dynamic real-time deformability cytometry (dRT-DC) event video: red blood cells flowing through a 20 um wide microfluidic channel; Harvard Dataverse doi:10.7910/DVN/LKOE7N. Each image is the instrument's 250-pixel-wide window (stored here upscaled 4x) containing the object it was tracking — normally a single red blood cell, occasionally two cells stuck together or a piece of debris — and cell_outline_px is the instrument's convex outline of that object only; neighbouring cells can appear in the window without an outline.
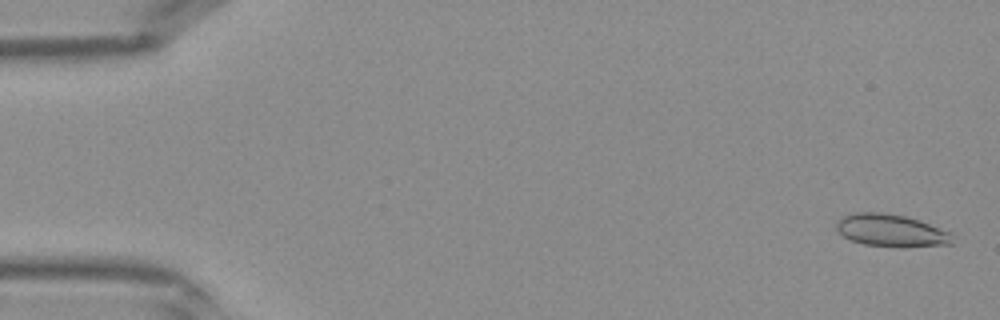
{"species": "Egyptian fruit bat (a non-hibernating species)", "species_latin": "Rousettus aegyptiacus", "temperature_condition": "warm", "stored_images_in_passage": 41, "camera_frame_rate_fps": 3000, "um_per_image_px": 0.085, "frame": {"image": 1, "passage_image": 1, "time_ms": 0.0, "image_size_px": [1000, 320], "cell_outline_px": [[952, 244], [904, 248], [900, 248], [864, 244], [852, 240], [844, 236], [836, 228], [836, 220], [844, 216], [856, 212], [884, 212], [908, 216], [920, 220], [952, 232]], "centroid_in_image_um": [75.79, 19.59], "position_along_channel_um": 9.2, "area_um2": 22.31}}
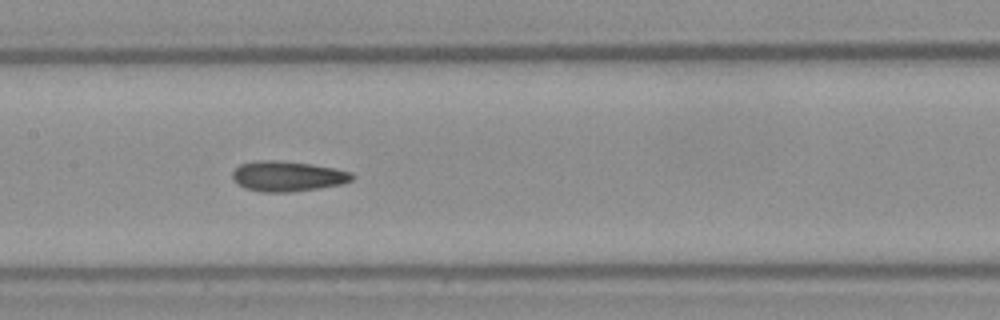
{"frame": {"image": 2, "passage_image": 20, "time_ms": 6.333, "image_size_px": [1000, 320], "cell_outline_px": [[356, 176], [352, 180], [344, 184], [320, 188], [292, 192], [260, 192], [244, 188], [232, 176], [232, 172], [240, 164], [256, 160], [280, 160], [312, 164], [336, 168], [352, 172]], "centroid_in_image_um": [24.5, 14.97], "position_along_channel_um": 182.9, "area_um2": 21.39}}
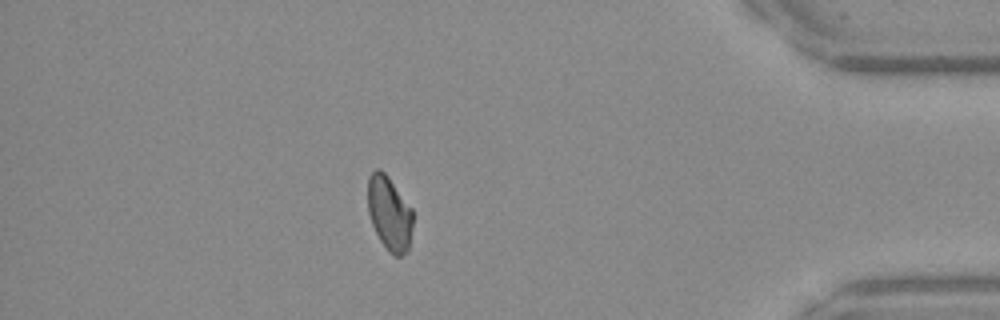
{"frame": {"image": 3, "passage_image": 36, "time_ms": 11.667, "image_size_px": [1000, 320], "cell_outline_px": [[412, 224], [408, 252], [400, 256], [396, 256], [388, 252], [380, 240], [372, 224], [368, 212], [368, 176], [376, 168], [380, 168], [388, 176], [412, 208]], "centroid_in_image_um": [33.09, 18.13], "position_along_channel_um": 402.1, "area_um2": 19.54}}